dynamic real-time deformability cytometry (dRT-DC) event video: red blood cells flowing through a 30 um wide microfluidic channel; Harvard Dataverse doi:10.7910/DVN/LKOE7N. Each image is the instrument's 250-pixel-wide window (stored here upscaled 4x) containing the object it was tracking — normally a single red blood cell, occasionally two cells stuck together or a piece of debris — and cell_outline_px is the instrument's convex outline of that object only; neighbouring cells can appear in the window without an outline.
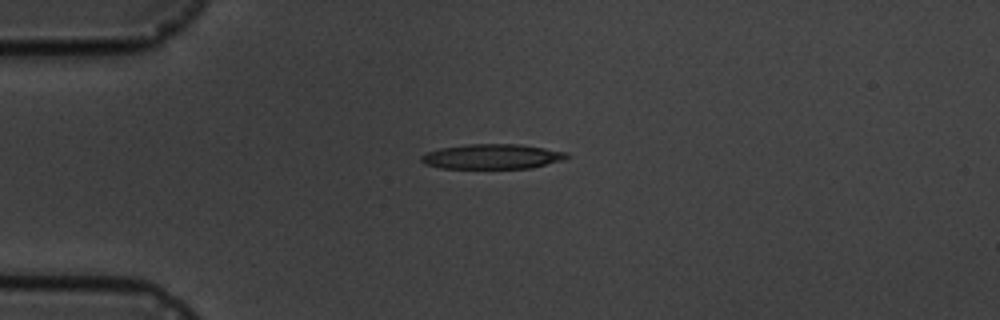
{"species": "common noctule bat (a hibernating species)", "species_latin": "Nyctalus noctula", "temperature_condition": "cold", "stored_images_in_passage": 8, "camera_frame_rate_fps": 3000, "um_per_image_px": 0.085, "animal": {"sex": "male", "body_mass_g": 19.5, "forearm_length_mm": 54.6}, "frame": {"image": 1, "passage_image": 1, "time_ms": 0.0, "image_size_px": [1000, 320], "cell_outline_px": [[572, 156], [564, 160], [532, 168], [440, 168], [424, 164], [420, 160], [420, 156], [428, 152], [440, 148], [468, 144], [520, 144], [568, 152]], "centroid_in_image_um": [41.87, 13.3], "position_along_channel_um": 43.1, "area_um2": 21.27}}
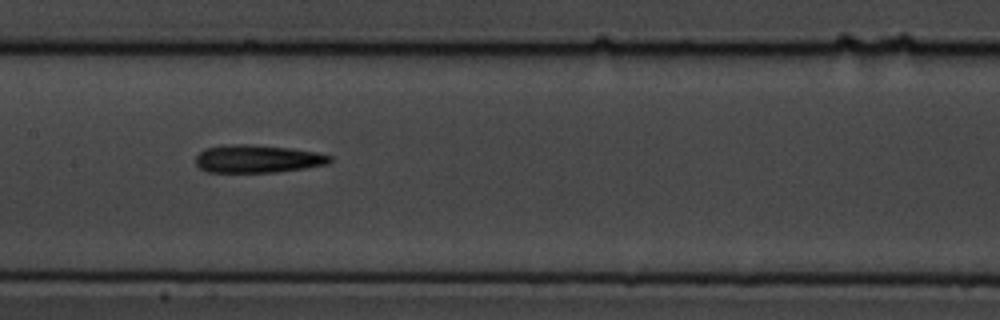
{"frame": {"image": 2, "passage_image": 5, "time_ms": 4.667, "image_size_px": [1000, 320], "cell_outline_px": [[332, 160], [328, 164], [304, 168], [276, 172], [208, 172], [200, 168], [196, 164], [196, 156], [204, 148], [220, 144], [252, 144], [288, 148], [316, 152], [332, 156]], "centroid_in_image_um": [21.86, 13.49], "position_along_channel_um": 185.5, "area_um2": 21.91}}
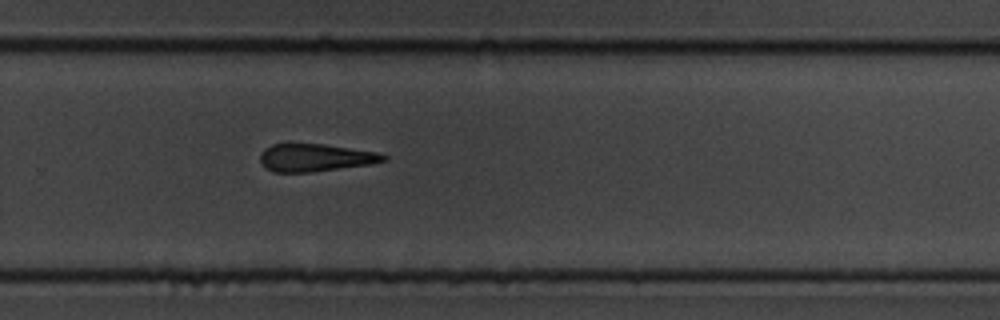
{"frame": {"image": 3, "passage_image": 8, "time_ms": 8.0, "image_size_px": [1000, 320], "cell_outline_px": [[388, 160], [372, 164], [312, 172], [272, 172], [264, 168], [260, 160], [260, 152], [264, 148], [272, 144], [324, 144], [376, 152], [388, 156]], "centroid_in_image_um": [26.78, 13.41], "position_along_channel_um": 303.0, "area_um2": 20.0}}